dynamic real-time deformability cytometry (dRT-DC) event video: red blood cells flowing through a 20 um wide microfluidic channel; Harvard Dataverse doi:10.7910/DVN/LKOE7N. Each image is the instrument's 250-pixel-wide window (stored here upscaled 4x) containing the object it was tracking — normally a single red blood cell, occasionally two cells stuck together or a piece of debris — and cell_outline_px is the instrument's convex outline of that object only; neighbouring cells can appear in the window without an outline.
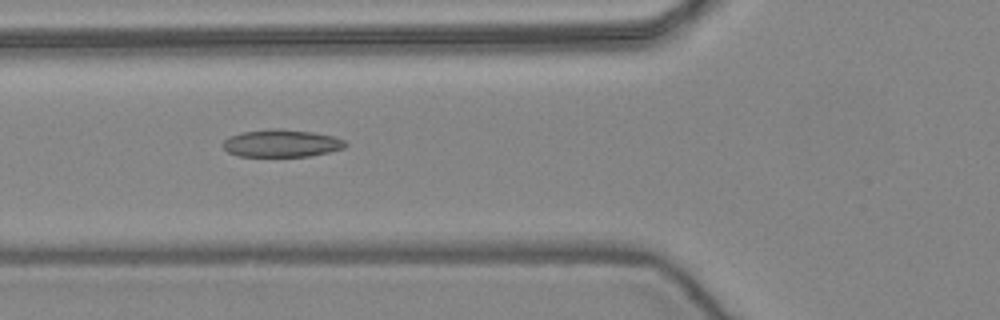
{"species": "common noctule bat (a hibernating species)", "species_latin": "Nyctalus noctula", "temperature_condition": "warm", "stored_images_in_passage": 12, "camera_frame_rate_fps": 3000, "um_per_image_px": 0.085, "animal": {"sex": "female", "body_mass_g": 24.6, "forearm_length_mm": 56.2}, "frame": {"image": 1, "passage_image": 3, "time_ms": 0.667, "image_size_px": [1000, 320], "cell_outline_px": [[348, 144], [344, 148], [328, 152], [308, 156], [240, 156], [228, 152], [224, 148], [224, 140], [228, 136], [240, 132], [272, 128], [280, 128], [312, 132], [332, 136], [344, 140]], "centroid_in_image_um": [23.92, 12.17], "position_along_channel_um": 101.9, "area_um2": 19.59}}